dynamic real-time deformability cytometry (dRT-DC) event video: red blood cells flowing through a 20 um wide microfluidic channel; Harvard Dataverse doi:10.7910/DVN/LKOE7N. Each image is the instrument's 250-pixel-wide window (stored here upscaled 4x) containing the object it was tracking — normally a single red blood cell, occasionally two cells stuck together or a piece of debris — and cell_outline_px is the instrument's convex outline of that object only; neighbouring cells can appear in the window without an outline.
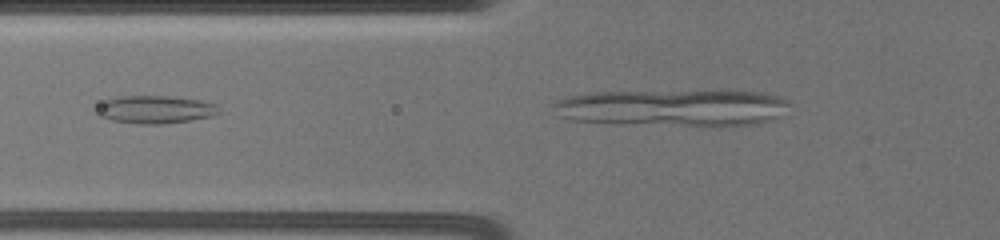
{"species": "common noctule bat (a hibernating species)", "species_latin": "Nyctalus noctula", "temperature_condition": "warm", "stored_images_in_passage": 4, "camera_frame_rate_fps": 3000, "um_per_image_px": 0.085, "animal": {"sex": "female", "body_mass_g": 19.5, "forearm_length_mm": 54.1}, "frame": {"image": 1, "passage_image": 3, "time_ms": 1.667, "image_size_px": [1000, 240], "cell_outline_px": [[220, 112], [212, 116], [188, 120], [160, 124], [136, 124], [112, 120], [100, 116], [92, 112], [100, 104], [108, 100], [120, 96], [164, 96], [196, 100], [216, 104]], "centroid_in_image_um": [13.13, 9.32], "position_along_channel_um": 112.7, "area_um2": 19.54}}